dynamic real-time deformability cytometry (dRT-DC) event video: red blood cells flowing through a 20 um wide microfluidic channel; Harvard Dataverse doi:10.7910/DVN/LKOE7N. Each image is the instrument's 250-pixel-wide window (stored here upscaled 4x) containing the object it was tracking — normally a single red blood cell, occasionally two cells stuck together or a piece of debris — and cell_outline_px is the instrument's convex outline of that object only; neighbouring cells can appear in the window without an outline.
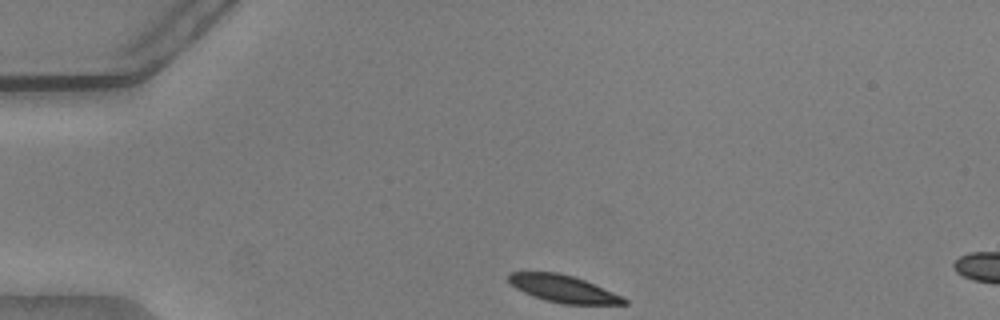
{"species": "common noctule bat (a hibernating species)", "species_latin": "Nyctalus noctula", "temperature_condition": "warm", "stored_images_in_passage": 4, "camera_frame_rate_fps": 3000, "um_per_image_px": 0.085, "animal": {"sex": "male", "body_mass_g": 20.5, "forearm_length_mm": 52.5}, "frame": {"image": 1, "passage_image": 1, "time_ms": 0.0, "image_size_px": [1000, 320], "cell_outline_px": [[628, 304], [564, 304], [544, 300], [532, 296], [516, 288], [508, 280], [508, 272], [556, 272], [572, 276], [584, 280], [612, 292], [628, 300]], "centroid_in_image_um": [47.84, 24.55], "position_along_channel_um": 37.2, "area_um2": 18.03}}